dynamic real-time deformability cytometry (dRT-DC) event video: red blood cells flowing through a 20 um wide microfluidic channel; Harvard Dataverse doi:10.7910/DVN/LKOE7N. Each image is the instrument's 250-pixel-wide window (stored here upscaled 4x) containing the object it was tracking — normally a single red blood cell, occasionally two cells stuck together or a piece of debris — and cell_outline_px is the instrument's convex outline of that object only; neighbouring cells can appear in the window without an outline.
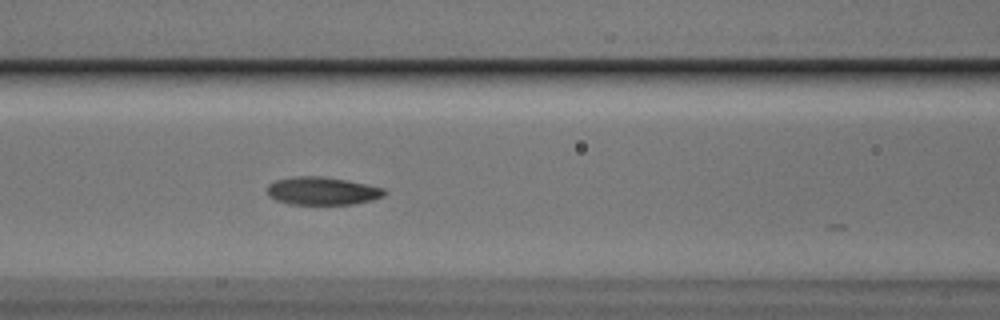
{"species": "Egyptian fruit bat (a non-hibernating species)", "species_latin": "Rousettus aegyptiacus", "temperature_condition": "cold", "stored_images_in_passage": 13, "camera_frame_rate_fps": 3000, "um_per_image_px": 0.085, "animal": {"sex": "male"}, "frame": {"image": 1, "passage_image": 6, "time_ms": 1.667, "image_size_px": [1000, 320], "cell_outline_px": [[388, 192], [384, 196], [372, 200], [352, 204], [288, 204], [276, 200], [268, 196], [268, 184], [276, 180], [296, 176], [320, 176], [348, 180], [384, 188]], "centroid_in_image_um": [27.41, 16.23], "position_along_channel_um": 139.2, "area_um2": 19.13}}
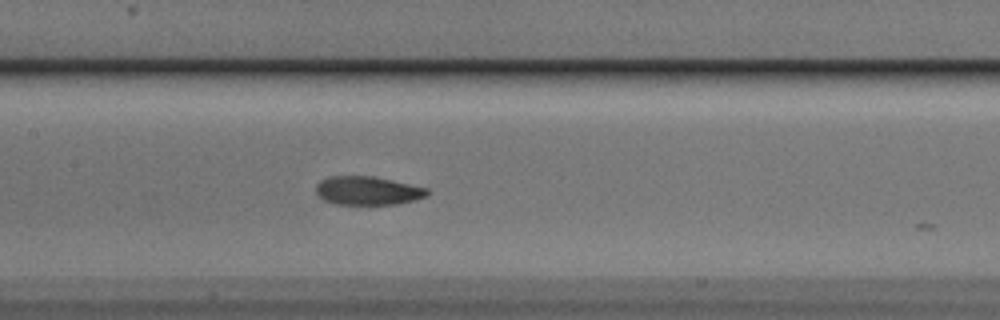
{"frame": {"image": 2, "passage_image": 9, "time_ms": 2.667, "image_size_px": [1000, 320], "cell_outline_px": [[432, 192], [428, 196], [416, 200], [396, 204], [336, 204], [324, 200], [316, 192], [316, 184], [320, 180], [328, 176], [372, 176], [428, 188]], "centroid_in_image_um": [31.28, 16.2], "position_along_channel_um": 176.1, "area_um2": 18.61}}
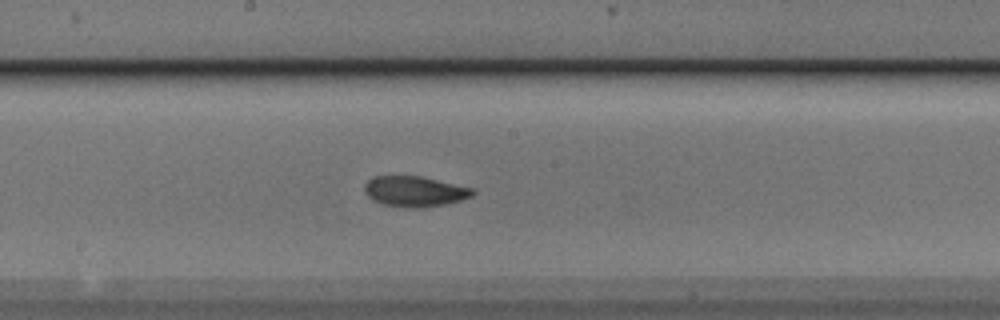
{"frame": {"image": 3, "passage_image": 12, "time_ms": 3.667, "image_size_px": [1000, 320], "cell_outline_px": [[476, 192], [472, 196], [460, 200], [444, 204], [424, 208], [404, 208], [380, 204], [372, 200], [364, 192], [364, 184], [372, 176], [420, 176], [476, 188]], "centroid_in_image_um": [35.24, 16.27], "position_along_channel_um": 213.0, "area_um2": 19.59}}